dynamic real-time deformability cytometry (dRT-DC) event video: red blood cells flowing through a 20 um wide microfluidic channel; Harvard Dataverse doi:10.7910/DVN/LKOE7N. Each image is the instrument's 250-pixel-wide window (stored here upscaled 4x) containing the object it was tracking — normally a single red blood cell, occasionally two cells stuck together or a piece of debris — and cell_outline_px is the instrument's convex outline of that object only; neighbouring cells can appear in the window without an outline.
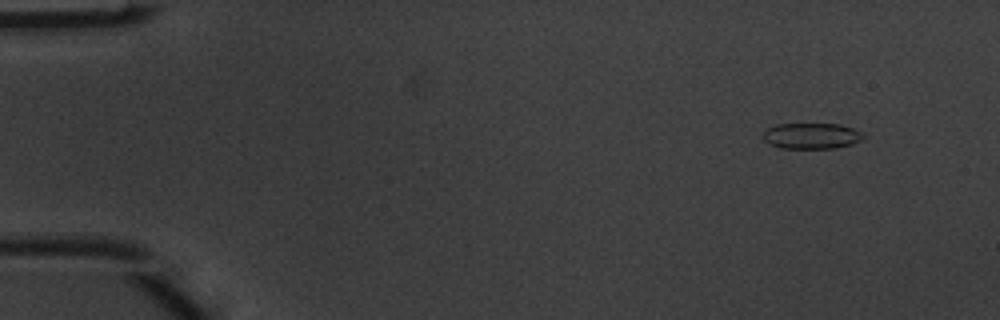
{"species": "common noctule bat (a hibernating species)", "species_latin": "Nyctalus noctula", "temperature_condition": "warm", "stored_images_in_passage": 5, "segment_of_instrument_passage": [1, 2], "camera_frame_rate_fps": 3000, "um_per_image_px": 0.085, "animal": {"sex": "male", "body_mass_g": 20.1, "forearm_length_mm": 53.5}, "frame": {"image": 1, "passage_image": 1, "time_ms": 0.0, "image_size_px": [1000, 320], "cell_outline_px": [[864, 136], [860, 140], [852, 144], [836, 148], [780, 148], [768, 144], [760, 136], [768, 128], [776, 124], [840, 124], [852, 128], [860, 132]], "centroid_in_image_um": [68.92, 11.55], "position_along_channel_um": 16.1, "area_um2": 15.14}}
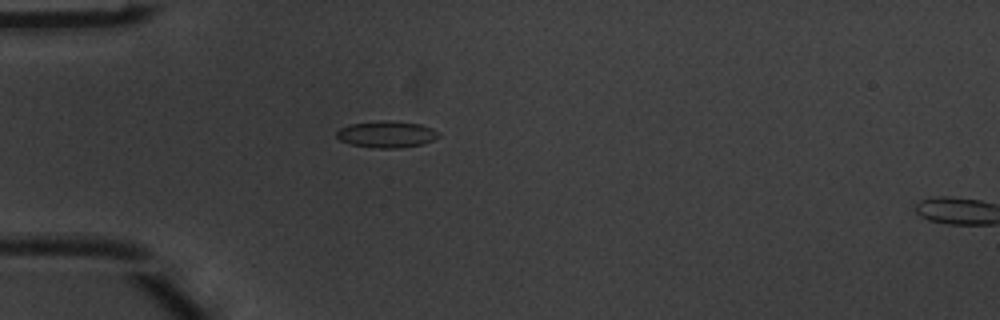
{"frame": {"image": 2, "passage_image": 4, "time_ms": 1.0, "image_size_px": [1000, 320], "cell_outline_px": [[440, 136], [432, 140], [420, 144], [400, 148], [376, 148], [352, 144], [340, 140], [336, 136], [336, 132], [340, 128], [348, 124], [380, 120], [388, 120], [420, 124], [432, 128]], "centroid_in_image_um": [32.82, 11.4], "position_along_channel_um": 52.2, "area_um2": 15.72}}